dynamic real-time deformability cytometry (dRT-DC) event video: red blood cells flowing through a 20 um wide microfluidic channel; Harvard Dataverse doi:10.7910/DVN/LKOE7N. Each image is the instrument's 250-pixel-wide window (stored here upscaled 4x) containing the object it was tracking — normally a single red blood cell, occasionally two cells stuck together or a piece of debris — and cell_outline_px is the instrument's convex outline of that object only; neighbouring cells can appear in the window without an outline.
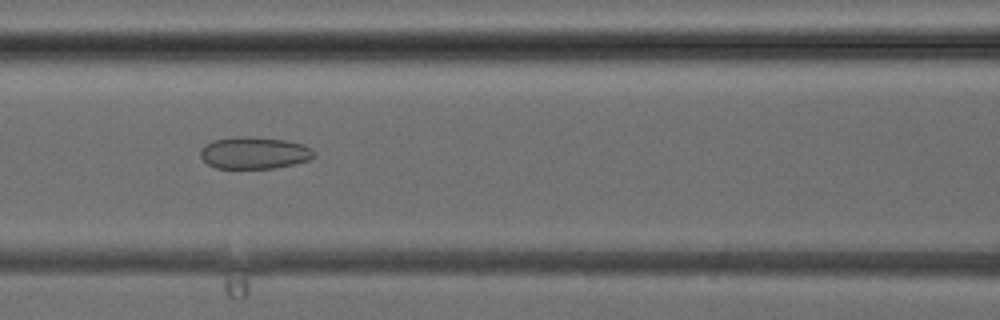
{"species": "common noctule bat (a hibernating species)", "species_latin": "Nyctalus noctula", "temperature_condition": "cold", "stored_images_in_passage": 39, "camera_frame_rate_fps": 3000, "um_per_image_px": 0.085, "animal": {"sex": "female", "body_mass_g": 24.6, "forearm_length_mm": 56.2}, "frame": {"image": 1, "passage_image": 17, "time_ms": 5.333, "image_size_px": [1000, 320], "cell_outline_px": [[316, 156], [308, 160], [292, 164], [272, 168], [216, 168], [208, 164], [200, 156], [200, 152], [204, 144], [212, 140], [236, 136], [244, 136], [284, 140], [304, 144], [312, 148], [316, 152]], "centroid_in_image_um": [21.61, 12.98], "position_along_channel_um": 145.0, "area_um2": 21.21}}
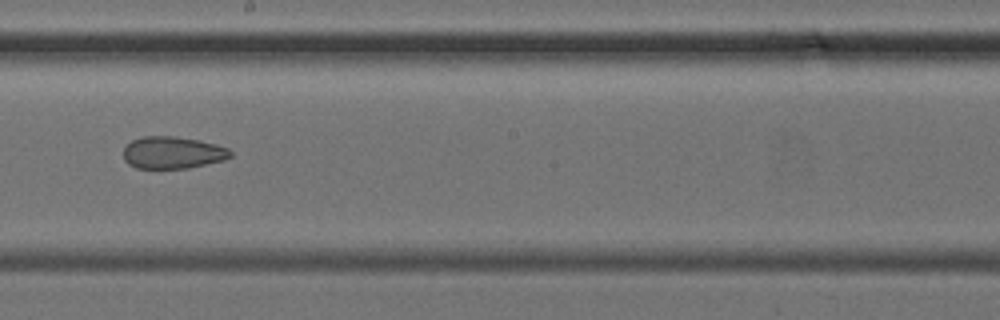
{"frame": {"image": 2, "passage_image": 22, "time_ms": 7.0, "image_size_px": [1000, 320], "cell_outline_px": [[232, 156], [224, 160], [188, 168], [136, 168], [128, 164], [124, 160], [124, 148], [132, 140], [144, 136], [176, 136], [216, 144], [228, 148], [232, 152]], "centroid_in_image_um": [14.67, 12.97], "position_along_channel_um": 233.5, "area_um2": 20.0}}
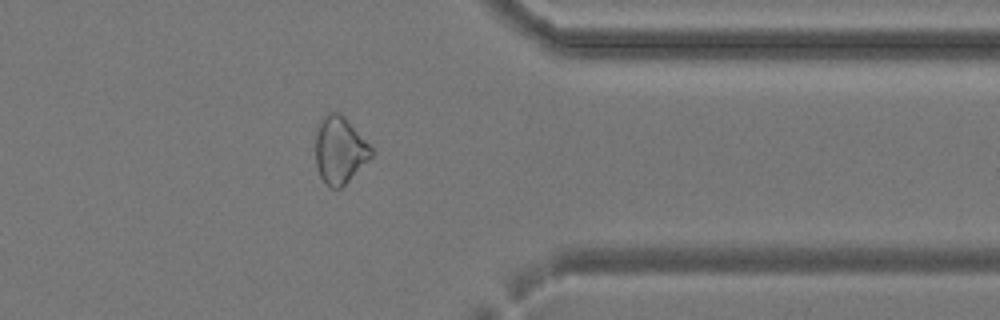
{"frame": {"image": 3, "passage_image": 31, "time_ms": 10.0, "image_size_px": [1000, 320], "cell_outline_px": [[376, 152], [340, 188], [332, 188], [320, 176], [316, 164], [316, 128], [320, 120], [324, 116], [332, 112], [340, 112], [348, 120]], "centroid_in_image_um": [28.88, 12.72], "position_along_channel_um": 382.5, "area_um2": 21.5}}